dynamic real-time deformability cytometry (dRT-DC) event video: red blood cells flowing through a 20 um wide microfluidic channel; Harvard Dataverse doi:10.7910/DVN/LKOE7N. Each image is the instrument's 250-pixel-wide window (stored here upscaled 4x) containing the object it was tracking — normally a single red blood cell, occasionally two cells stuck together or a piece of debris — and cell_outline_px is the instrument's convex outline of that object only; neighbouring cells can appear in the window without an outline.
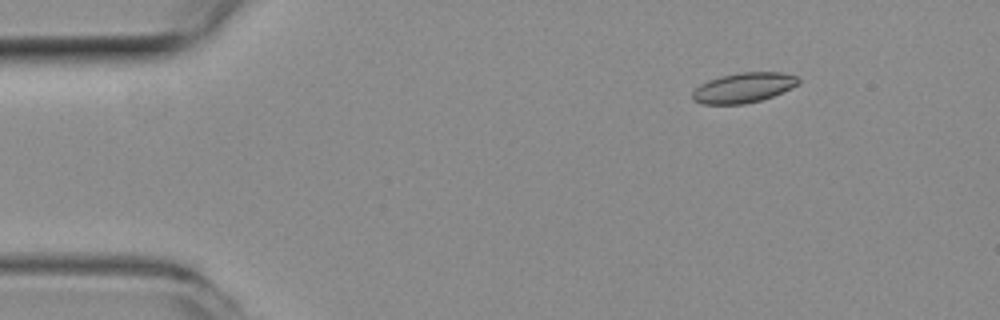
{"species": "common noctule bat (a hibernating species)", "species_latin": "Nyctalus noctula", "temperature_condition": "room temperature", "stored_images_in_passage": 11, "camera_frame_rate_fps": 3000, "um_per_image_px": 0.085, "animal": {"sex": "female", "body_mass_g": 19.3, "forearm_length_mm": 54.1}, "frame": {"image": 1, "passage_image": 1, "time_ms": 0.0, "image_size_px": [1000, 320], "cell_outline_px": [[800, 80], [792, 88], [772, 96], [760, 100], [744, 104], [704, 104], [692, 100], [692, 92], [700, 84], [708, 80], [720, 76], [744, 72], [780, 72], [796, 76]], "centroid_in_image_um": [63.17, 7.46], "position_along_channel_um": 21.8, "area_um2": 18.38}}
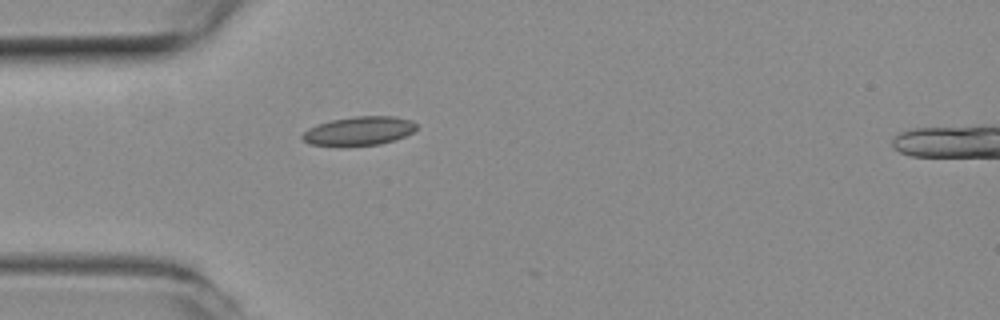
{"frame": {"image": 2, "passage_image": 9, "time_ms": 2.667, "image_size_px": [1000, 320], "cell_outline_px": [[416, 128], [412, 132], [396, 140], [380, 144], [340, 148], [308, 144], [300, 136], [308, 128], [332, 120], [356, 116], [396, 116], [412, 120], [416, 124]], "centroid_in_image_um": [30.49, 11.17], "position_along_channel_um": 54.5, "area_um2": 19.65}}